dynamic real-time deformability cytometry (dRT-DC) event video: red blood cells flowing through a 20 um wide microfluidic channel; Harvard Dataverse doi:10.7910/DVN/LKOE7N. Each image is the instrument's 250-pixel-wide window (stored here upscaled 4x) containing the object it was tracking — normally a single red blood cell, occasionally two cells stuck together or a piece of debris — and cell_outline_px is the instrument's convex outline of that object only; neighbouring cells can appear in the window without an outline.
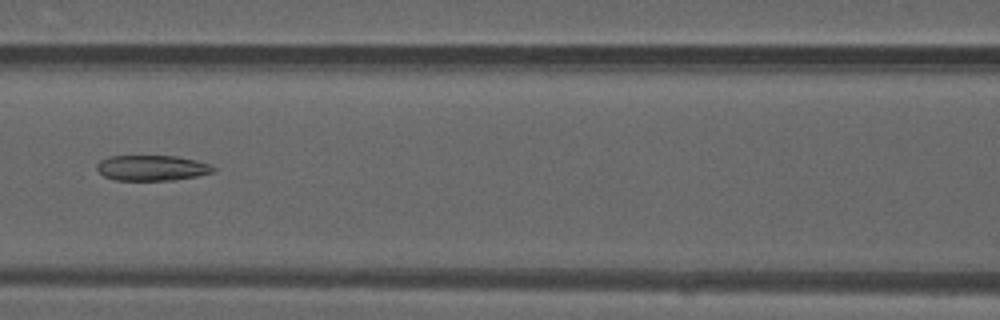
{"species": "common noctule bat (a hibernating species)", "species_latin": "Nyctalus noctula", "temperature_condition": "warm", "stored_images_in_passage": 35, "camera_frame_rate_fps": 3000, "um_per_image_px": 0.085, "animal": {"sex": "male", "forearm_length_mm": 52.5}, "frame": {"image": 1, "passage_image": 8, "time_ms": 2.333, "image_size_px": [1000, 320], "cell_outline_px": [[216, 168], [212, 172], [196, 176], [172, 180], [116, 180], [104, 176], [96, 168], [96, 164], [100, 160], [108, 156], [176, 156], [196, 160], [208, 164]], "centroid_in_image_um": [12.88, 14.27], "position_along_channel_um": 153.7, "area_um2": 17.17}}
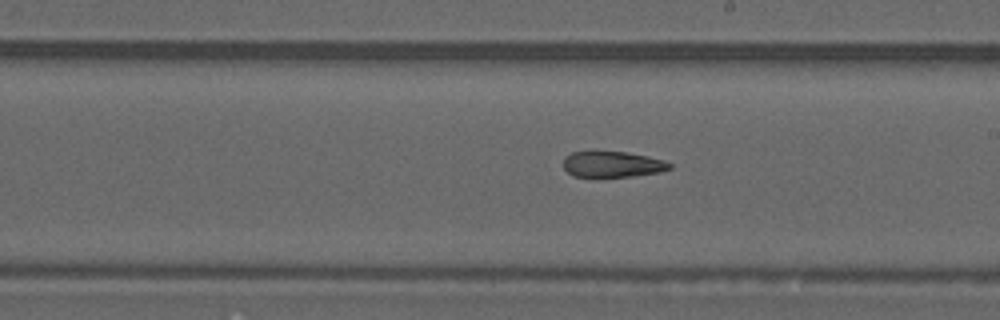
{"frame": {"image": 2, "passage_image": 14, "time_ms": 4.333, "image_size_px": [1000, 320], "cell_outline_px": [[672, 168], [660, 172], [636, 176], [572, 176], [564, 168], [564, 156], [572, 152], [592, 148], [628, 152], [648, 156], [664, 160], [672, 164]], "centroid_in_image_um": [52.03, 13.91], "position_along_channel_um": 237.0, "area_um2": 16.76}}
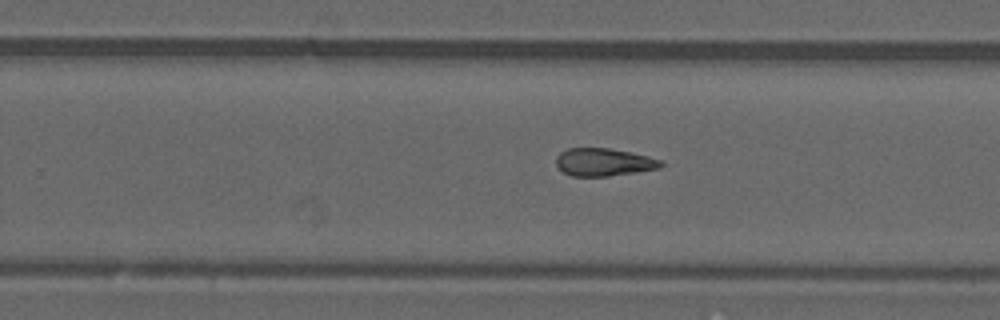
{"frame": {"image": 3, "passage_image": 17, "time_ms": 5.333, "image_size_px": [1000, 320], "cell_outline_px": [[664, 164], [660, 168], [636, 172], [608, 176], [572, 176], [564, 172], [556, 164], [556, 156], [560, 152], [568, 148], [608, 148], [648, 156], [660, 160]], "centroid_in_image_um": [51.3, 13.78], "position_along_channel_um": 278.5, "area_um2": 16.82}, "authors_computed_cell_mechanics": {"area_um2": 17.5134, "velocity_mm_per_s": 4.1786, "shape_relaxation_time_tau1_ms": null, "shape_relaxation_time_tau2_ms": 4.7642, "deformation_change_tau1": null, "deformation_change_tau2": 0.1608}}